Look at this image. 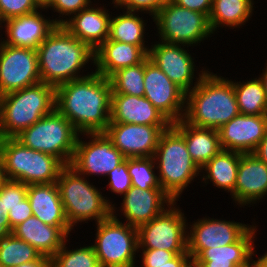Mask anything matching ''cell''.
Instances as JSON below:
<instances>
[{
	"instance_id": "obj_1",
	"label": "cell",
	"mask_w": 267,
	"mask_h": 267,
	"mask_svg": "<svg viewBox=\"0 0 267 267\" xmlns=\"http://www.w3.org/2000/svg\"><path fill=\"white\" fill-rule=\"evenodd\" d=\"M109 78L93 72L55 88V108L81 133L104 132L111 115Z\"/></svg>"
},
{
	"instance_id": "obj_2",
	"label": "cell",
	"mask_w": 267,
	"mask_h": 267,
	"mask_svg": "<svg viewBox=\"0 0 267 267\" xmlns=\"http://www.w3.org/2000/svg\"><path fill=\"white\" fill-rule=\"evenodd\" d=\"M36 51L41 82L55 88L94 72L83 74L89 64L94 66V51L62 25H56Z\"/></svg>"
},
{
	"instance_id": "obj_3",
	"label": "cell",
	"mask_w": 267,
	"mask_h": 267,
	"mask_svg": "<svg viewBox=\"0 0 267 267\" xmlns=\"http://www.w3.org/2000/svg\"><path fill=\"white\" fill-rule=\"evenodd\" d=\"M209 70L186 94L183 120L196 127L218 130L240 111L231 79Z\"/></svg>"
},
{
	"instance_id": "obj_4",
	"label": "cell",
	"mask_w": 267,
	"mask_h": 267,
	"mask_svg": "<svg viewBox=\"0 0 267 267\" xmlns=\"http://www.w3.org/2000/svg\"><path fill=\"white\" fill-rule=\"evenodd\" d=\"M88 180L73 167L66 165L56 181L67 220L73 229L82 222L88 224V221L94 220L97 224L112 215L115 202L107 195L103 196L100 191L102 188Z\"/></svg>"
},
{
	"instance_id": "obj_5",
	"label": "cell",
	"mask_w": 267,
	"mask_h": 267,
	"mask_svg": "<svg viewBox=\"0 0 267 267\" xmlns=\"http://www.w3.org/2000/svg\"><path fill=\"white\" fill-rule=\"evenodd\" d=\"M55 109V87L39 82L0 96V138H14Z\"/></svg>"
},
{
	"instance_id": "obj_6",
	"label": "cell",
	"mask_w": 267,
	"mask_h": 267,
	"mask_svg": "<svg viewBox=\"0 0 267 267\" xmlns=\"http://www.w3.org/2000/svg\"><path fill=\"white\" fill-rule=\"evenodd\" d=\"M154 160L160 187L175 202L195 178L200 180V168L192 160L184 137L172 125L161 134Z\"/></svg>"
},
{
	"instance_id": "obj_7",
	"label": "cell",
	"mask_w": 267,
	"mask_h": 267,
	"mask_svg": "<svg viewBox=\"0 0 267 267\" xmlns=\"http://www.w3.org/2000/svg\"><path fill=\"white\" fill-rule=\"evenodd\" d=\"M6 180L26 185L56 182L65 165L56 157L23 146L15 138H0Z\"/></svg>"
},
{
	"instance_id": "obj_8",
	"label": "cell",
	"mask_w": 267,
	"mask_h": 267,
	"mask_svg": "<svg viewBox=\"0 0 267 267\" xmlns=\"http://www.w3.org/2000/svg\"><path fill=\"white\" fill-rule=\"evenodd\" d=\"M79 134L55 108L14 138L25 147L58 158L66 166L71 164Z\"/></svg>"
},
{
	"instance_id": "obj_9",
	"label": "cell",
	"mask_w": 267,
	"mask_h": 267,
	"mask_svg": "<svg viewBox=\"0 0 267 267\" xmlns=\"http://www.w3.org/2000/svg\"><path fill=\"white\" fill-rule=\"evenodd\" d=\"M153 22L158 32L155 35L169 44L192 48L214 35L207 15L180 7L171 0L160 8Z\"/></svg>"
},
{
	"instance_id": "obj_10",
	"label": "cell",
	"mask_w": 267,
	"mask_h": 267,
	"mask_svg": "<svg viewBox=\"0 0 267 267\" xmlns=\"http://www.w3.org/2000/svg\"><path fill=\"white\" fill-rule=\"evenodd\" d=\"M95 249L101 267H138L136 227L116 219L113 215L95 224Z\"/></svg>"
},
{
	"instance_id": "obj_11",
	"label": "cell",
	"mask_w": 267,
	"mask_h": 267,
	"mask_svg": "<svg viewBox=\"0 0 267 267\" xmlns=\"http://www.w3.org/2000/svg\"><path fill=\"white\" fill-rule=\"evenodd\" d=\"M174 202L162 214L137 228L138 249L187 252V217Z\"/></svg>"
},
{
	"instance_id": "obj_12",
	"label": "cell",
	"mask_w": 267,
	"mask_h": 267,
	"mask_svg": "<svg viewBox=\"0 0 267 267\" xmlns=\"http://www.w3.org/2000/svg\"><path fill=\"white\" fill-rule=\"evenodd\" d=\"M125 159L104 132L81 133L70 166L88 179L93 175L99 178V176L106 177Z\"/></svg>"
},
{
	"instance_id": "obj_13",
	"label": "cell",
	"mask_w": 267,
	"mask_h": 267,
	"mask_svg": "<svg viewBox=\"0 0 267 267\" xmlns=\"http://www.w3.org/2000/svg\"><path fill=\"white\" fill-rule=\"evenodd\" d=\"M188 49L189 47L184 45L169 44L158 40L151 42L148 53L149 59L186 94L200 82L203 75L208 71L205 66L202 67L201 71H197L199 67L195 65V57L191 55L192 53Z\"/></svg>"
},
{
	"instance_id": "obj_14",
	"label": "cell",
	"mask_w": 267,
	"mask_h": 267,
	"mask_svg": "<svg viewBox=\"0 0 267 267\" xmlns=\"http://www.w3.org/2000/svg\"><path fill=\"white\" fill-rule=\"evenodd\" d=\"M41 82L36 49L0 40V96Z\"/></svg>"
},
{
	"instance_id": "obj_15",
	"label": "cell",
	"mask_w": 267,
	"mask_h": 267,
	"mask_svg": "<svg viewBox=\"0 0 267 267\" xmlns=\"http://www.w3.org/2000/svg\"><path fill=\"white\" fill-rule=\"evenodd\" d=\"M190 223V224H189ZM188 223L187 252L192 261L204 250L237 242L252 226L205 216Z\"/></svg>"
},
{
	"instance_id": "obj_16",
	"label": "cell",
	"mask_w": 267,
	"mask_h": 267,
	"mask_svg": "<svg viewBox=\"0 0 267 267\" xmlns=\"http://www.w3.org/2000/svg\"><path fill=\"white\" fill-rule=\"evenodd\" d=\"M144 88V97L172 124L183 119L186 93L173 83L149 57L145 59Z\"/></svg>"
},
{
	"instance_id": "obj_17",
	"label": "cell",
	"mask_w": 267,
	"mask_h": 267,
	"mask_svg": "<svg viewBox=\"0 0 267 267\" xmlns=\"http://www.w3.org/2000/svg\"><path fill=\"white\" fill-rule=\"evenodd\" d=\"M121 199L120 207L113 204L112 215L120 221L125 217L124 222L136 228L150 222L175 202L163 189L142 190L135 187H131ZM120 213L121 218H118Z\"/></svg>"
},
{
	"instance_id": "obj_18",
	"label": "cell",
	"mask_w": 267,
	"mask_h": 267,
	"mask_svg": "<svg viewBox=\"0 0 267 267\" xmlns=\"http://www.w3.org/2000/svg\"><path fill=\"white\" fill-rule=\"evenodd\" d=\"M170 126L109 123L104 133L125 158L154 157L161 134Z\"/></svg>"
},
{
	"instance_id": "obj_19",
	"label": "cell",
	"mask_w": 267,
	"mask_h": 267,
	"mask_svg": "<svg viewBox=\"0 0 267 267\" xmlns=\"http://www.w3.org/2000/svg\"><path fill=\"white\" fill-rule=\"evenodd\" d=\"M266 131L267 115L239 114L218 129L222 149L240 153H252Z\"/></svg>"
},
{
	"instance_id": "obj_20",
	"label": "cell",
	"mask_w": 267,
	"mask_h": 267,
	"mask_svg": "<svg viewBox=\"0 0 267 267\" xmlns=\"http://www.w3.org/2000/svg\"><path fill=\"white\" fill-rule=\"evenodd\" d=\"M266 196L267 165L253 153H242L234 186V203L243 208L251 207Z\"/></svg>"
},
{
	"instance_id": "obj_21",
	"label": "cell",
	"mask_w": 267,
	"mask_h": 267,
	"mask_svg": "<svg viewBox=\"0 0 267 267\" xmlns=\"http://www.w3.org/2000/svg\"><path fill=\"white\" fill-rule=\"evenodd\" d=\"M42 11L46 10L40 9L35 13L11 18L1 23L0 29L1 32L2 29L5 30L6 38L1 36L0 40L7 45L37 49L56 27L52 20L53 15L45 16Z\"/></svg>"
},
{
	"instance_id": "obj_22",
	"label": "cell",
	"mask_w": 267,
	"mask_h": 267,
	"mask_svg": "<svg viewBox=\"0 0 267 267\" xmlns=\"http://www.w3.org/2000/svg\"><path fill=\"white\" fill-rule=\"evenodd\" d=\"M104 6L100 4L99 7V3H93L72 15L62 26L95 51L109 37L112 12Z\"/></svg>"
},
{
	"instance_id": "obj_23",
	"label": "cell",
	"mask_w": 267,
	"mask_h": 267,
	"mask_svg": "<svg viewBox=\"0 0 267 267\" xmlns=\"http://www.w3.org/2000/svg\"><path fill=\"white\" fill-rule=\"evenodd\" d=\"M110 123L172 125L146 97L125 94H111Z\"/></svg>"
},
{
	"instance_id": "obj_24",
	"label": "cell",
	"mask_w": 267,
	"mask_h": 267,
	"mask_svg": "<svg viewBox=\"0 0 267 267\" xmlns=\"http://www.w3.org/2000/svg\"><path fill=\"white\" fill-rule=\"evenodd\" d=\"M72 227H56L43 223L39 218L31 216L13 228L16 238L33 246L41 255L50 259L62 247Z\"/></svg>"
},
{
	"instance_id": "obj_25",
	"label": "cell",
	"mask_w": 267,
	"mask_h": 267,
	"mask_svg": "<svg viewBox=\"0 0 267 267\" xmlns=\"http://www.w3.org/2000/svg\"><path fill=\"white\" fill-rule=\"evenodd\" d=\"M258 225L256 223L235 243L204 249L192 262L193 267H238L252 259Z\"/></svg>"
},
{
	"instance_id": "obj_26",
	"label": "cell",
	"mask_w": 267,
	"mask_h": 267,
	"mask_svg": "<svg viewBox=\"0 0 267 267\" xmlns=\"http://www.w3.org/2000/svg\"><path fill=\"white\" fill-rule=\"evenodd\" d=\"M94 56L95 72L109 78L119 69L142 63L148 54L138 45L106 39Z\"/></svg>"
},
{
	"instance_id": "obj_27",
	"label": "cell",
	"mask_w": 267,
	"mask_h": 267,
	"mask_svg": "<svg viewBox=\"0 0 267 267\" xmlns=\"http://www.w3.org/2000/svg\"><path fill=\"white\" fill-rule=\"evenodd\" d=\"M27 198L33 216L43 223L56 227H71L56 182L28 185Z\"/></svg>"
},
{
	"instance_id": "obj_28",
	"label": "cell",
	"mask_w": 267,
	"mask_h": 267,
	"mask_svg": "<svg viewBox=\"0 0 267 267\" xmlns=\"http://www.w3.org/2000/svg\"><path fill=\"white\" fill-rule=\"evenodd\" d=\"M172 126L184 137L188 152L200 169L222 150L216 129L196 127L183 119Z\"/></svg>"
},
{
	"instance_id": "obj_29",
	"label": "cell",
	"mask_w": 267,
	"mask_h": 267,
	"mask_svg": "<svg viewBox=\"0 0 267 267\" xmlns=\"http://www.w3.org/2000/svg\"><path fill=\"white\" fill-rule=\"evenodd\" d=\"M241 155L242 153L237 151L222 149L200 169L201 183L206 186L212 183L215 188L230 193L229 196L234 201V186Z\"/></svg>"
},
{
	"instance_id": "obj_30",
	"label": "cell",
	"mask_w": 267,
	"mask_h": 267,
	"mask_svg": "<svg viewBox=\"0 0 267 267\" xmlns=\"http://www.w3.org/2000/svg\"><path fill=\"white\" fill-rule=\"evenodd\" d=\"M256 4L254 0H213L209 22L214 34L217 29L240 28L250 21Z\"/></svg>"
},
{
	"instance_id": "obj_31",
	"label": "cell",
	"mask_w": 267,
	"mask_h": 267,
	"mask_svg": "<svg viewBox=\"0 0 267 267\" xmlns=\"http://www.w3.org/2000/svg\"><path fill=\"white\" fill-rule=\"evenodd\" d=\"M122 13L114 14L111 16L109 28V40L116 42L129 43L140 46L147 54L149 53L150 46L145 36L147 31L148 20H144L142 12H130L123 9ZM141 15L139 17V15ZM147 21V22H146ZM146 42V43H145Z\"/></svg>"
},
{
	"instance_id": "obj_32",
	"label": "cell",
	"mask_w": 267,
	"mask_h": 267,
	"mask_svg": "<svg viewBox=\"0 0 267 267\" xmlns=\"http://www.w3.org/2000/svg\"><path fill=\"white\" fill-rule=\"evenodd\" d=\"M240 114L267 115V100L259 77L241 81L231 80Z\"/></svg>"
},
{
	"instance_id": "obj_33",
	"label": "cell",
	"mask_w": 267,
	"mask_h": 267,
	"mask_svg": "<svg viewBox=\"0 0 267 267\" xmlns=\"http://www.w3.org/2000/svg\"><path fill=\"white\" fill-rule=\"evenodd\" d=\"M144 74L145 60L140 64L117 70L109 77L112 94L144 96Z\"/></svg>"
},
{
	"instance_id": "obj_34",
	"label": "cell",
	"mask_w": 267,
	"mask_h": 267,
	"mask_svg": "<svg viewBox=\"0 0 267 267\" xmlns=\"http://www.w3.org/2000/svg\"><path fill=\"white\" fill-rule=\"evenodd\" d=\"M41 254L30 244L16 238L13 233L0 238L1 267H15L37 260Z\"/></svg>"
},
{
	"instance_id": "obj_35",
	"label": "cell",
	"mask_w": 267,
	"mask_h": 267,
	"mask_svg": "<svg viewBox=\"0 0 267 267\" xmlns=\"http://www.w3.org/2000/svg\"><path fill=\"white\" fill-rule=\"evenodd\" d=\"M67 238L51 258V267H101L95 249L90 245L69 248Z\"/></svg>"
},
{
	"instance_id": "obj_36",
	"label": "cell",
	"mask_w": 267,
	"mask_h": 267,
	"mask_svg": "<svg viewBox=\"0 0 267 267\" xmlns=\"http://www.w3.org/2000/svg\"><path fill=\"white\" fill-rule=\"evenodd\" d=\"M154 157L128 158V173L132 187L147 189H162L160 187Z\"/></svg>"
},
{
	"instance_id": "obj_37",
	"label": "cell",
	"mask_w": 267,
	"mask_h": 267,
	"mask_svg": "<svg viewBox=\"0 0 267 267\" xmlns=\"http://www.w3.org/2000/svg\"><path fill=\"white\" fill-rule=\"evenodd\" d=\"M34 0H0V24L11 18L39 11Z\"/></svg>"
},
{
	"instance_id": "obj_38",
	"label": "cell",
	"mask_w": 267,
	"mask_h": 267,
	"mask_svg": "<svg viewBox=\"0 0 267 267\" xmlns=\"http://www.w3.org/2000/svg\"><path fill=\"white\" fill-rule=\"evenodd\" d=\"M27 190L28 185L13 180H6L0 186V198L3 199L6 215L27 196Z\"/></svg>"
},
{
	"instance_id": "obj_39",
	"label": "cell",
	"mask_w": 267,
	"mask_h": 267,
	"mask_svg": "<svg viewBox=\"0 0 267 267\" xmlns=\"http://www.w3.org/2000/svg\"><path fill=\"white\" fill-rule=\"evenodd\" d=\"M95 0H54L53 3L46 9L52 10L59 14L58 17L52 19L56 25H62L72 15L80 12L82 9L89 7ZM66 18V19H65Z\"/></svg>"
},
{
	"instance_id": "obj_40",
	"label": "cell",
	"mask_w": 267,
	"mask_h": 267,
	"mask_svg": "<svg viewBox=\"0 0 267 267\" xmlns=\"http://www.w3.org/2000/svg\"><path fill=\"white\" fill-rule=\"evenodd\" d=\"M108 177V190L117 196H123L131 187V177L128 173V158L119 167L114 168L106 176Z\"/></svg>"
},
{
	"instance_id": "obj_41",
	"label": "cell",
	"mask_w": 267,
	"mask_h": 267,
	"mask_svg": "<svg viewBox=\"0 0 267 267\" xmlns=\"http://www.w3.org/2000/svg\"><path fill=\"white\" fill-rule=\"evenodd\" d=\"M113 8L149 14L152 20L167 0H111Z\"/></svg>"
},
{
	"instance_id": "obj_42",
	"label": "cell",
	"mask_w": 267,
	"mask_h": 267,
	"mask_svg": "<svg viewBox=\"0 0 267 267\" xmlns=\"http://www.w3.org/2000/svg\"><path fill=\"white\" fill-rule=\"evenodd\" d=\"M138 257H141L140 267L162 266L168 264L178 254H189L188 252H172L163 249H138ZM142 251V252H141Z\"/></svg>"
},
{
	"instance_id": "obj_43",
	"label": "cell",
	"mask_w": 267,
	"mask_h": 267,
	"mask_svg": "<svg viewBox=\"0 0 267 267\" xmlns=\"http://www.w3.org/2000/svg\"><path fill=\"white\" fill-rule=\"evenodd\" d=\"M33 215L32 208L27 196L20 201L19 205L14 207L12 210H9L8 218L10 226L13 229L21 222H24L26 219Z\"/></svg>"
},
{
	"instance_id": "obj_44",
	"label": "cell",
	"mask_w": 267,
	"mask_h": 267,
	"mask_svg": "<svg viewBox=\"0 0 267 267\" xmlns=\"http://www.w3.org/2000/svg\"><path fill=\"white\" fill-rule=\"evenodd\" d=\"M176 5L192 11L201 12L209 17L213 0H171Z\"/></svg>"
},
{
	"instance_id": "obj_45",
	"label": "cell",
	"mask_w": 267,
	"mask_h": 267,
	"mask_svg": "<svg viewBox=\"0 0 267 267\" xmlns=\"http://www.w3.org/2000/svg\"><path fill=\"white\" fill-rule=\"evenodd\" d=\"M152 267H193V262L189 254H178L172 260H169L168 264Z\"/></svg>"
},
{
	"instance_id": "obj_46",
	"label": "cell",
	"mask_w": 267,
	"mask_h": 267,
	"mask_svg": "<svg viewBox=\"0 0 267 267\" xmlns=\"http://www.w3.org/2000/svg\"><path fill=\"white\" fill-rule=\"evenodd\" d=\"M4 211L3 199L0 198V238L8 236L13 231L10 226L8 215H6Z\"/></svg>"
},
{
	"instance_id": "obj_47",
	"label": "cell",
	"mask_w": 267,
	"mask_h": 267,
	"mask_svg": "<svg viewBox=\"0 0 267 267\" xmlns=\"http://www.w3.org/2000/svg\"><path fill=\"white\" fill-rule=\"evenodd\" d=\"M252 153L267 165V131Z\"/></svg>"
},
{
	"instance_id": "obj_48",
	"label": "cell",
	"mask_w": 267,
	"mask_h": 267,
	"mask_svg": "<svg viewBox=\"0 0 267 267\" xmlns=\"http://www.w3.org/2000/svg\"><path fill=\"white\" fill-rule=\"evenodd\" d=\"M15 267H51V259L41 255L37 260L22 263Z\"/></svg>"
},
{
	"instance_id": "obj_49",
	"label": "cell",
	"mask_w": 267,
	"mask_h": 267,
	"mask_svg": "<svg viewBox=\"0 0 267 267\" xmlns=\"http://www.w3.org/2000/svg\"><path fill=\"white\" fill-rule=\"evenodd\" d=\"M256 267H267V251L262 255H258L256 260H254Z\"/></svg>"
},
{
	"instance_id": "obj_50",
	"label": "cell",
	"mask_w": 267,
	"mask_h": 267,
	"mask_svg": "<svg viewBox=\"0 0 267 267\" xmlns=\"http://www.w3.org/2000/svg\"><path fill=\"white\" fill-rule=\"evenodd\" d=\"M259 79L262 81L264 90H265V96H266V100H267V62L265 64V68L264 70L262 69V73H260Z\"/></svg>"
},
{
	"instance_id": "obj_51",
	"label": "cell",
	"mask_w": 267,
	"mask_h": 267,
	"mask_svg": "<svg viewBox=\"0 0 267 267\" xmlns=\"http://www.w3.org/2000/svg\"><path fill=\"white\" fill-rule=\"evenodd\" d=\"M40 9L46 10L54 0H34Z\"/></svg>"
},
{
	"instance_id": "obj_52",
	"label": "cell",
	"mask_w": 267,
	"mask_h": 267,
	"mask_svg": "<svg viewBox=\"0 0 267 267\" xmlns=\"http://www.w3.org/2000/svg\"><path fill=\"white\" fill-rule=\"evenodd\" d=\"M6 181L3 158L0 154V186Z\"/></svg>"
},
{
	"instance_id": "obj_53",
	"label": "cell",
	"mask_w": 267,
	"mask_h": 267,
	"mask_svg": "<svg viewBox=\"0 0 267 267\" xmlns=\"http://www.w3.org/2000/svg\"><path fill=\"white\" fill-rule=\"evenodd\" d=\"M256 254H257V251L254 248L253 253H252V259L248 261L246 264L238 266V267H256L255 262H254V259H255L254 256H257Z\"/></svg>"
}]
</instances>
